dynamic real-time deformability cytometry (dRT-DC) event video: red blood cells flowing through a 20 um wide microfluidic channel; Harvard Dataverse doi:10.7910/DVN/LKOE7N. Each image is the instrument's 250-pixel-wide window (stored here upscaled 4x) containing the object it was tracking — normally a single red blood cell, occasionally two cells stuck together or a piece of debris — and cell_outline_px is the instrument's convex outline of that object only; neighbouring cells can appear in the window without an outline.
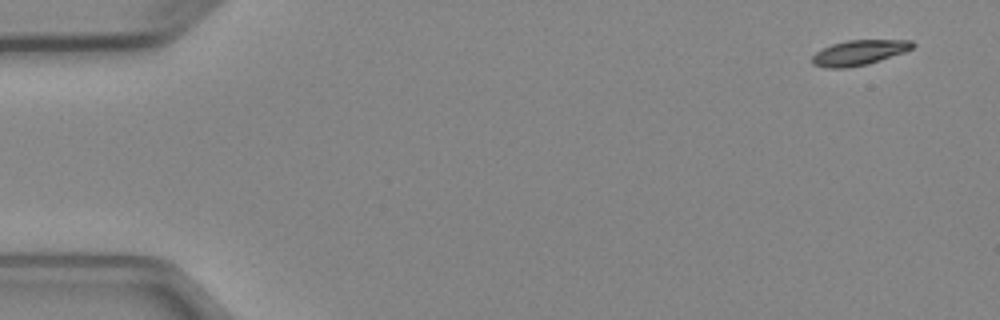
{"species": "Egyptian fruit bat (a non-hibernating species)", "species_latin": "Rousettus aegyptiacus", "temperature_condition": "cold", "stored_images_in_passage": 4, "camera_frame_rate_fps": 3000, "um_per_image_px": 0.085, "animal": {"sex": "female"}, "frame": {"image": 1, "passage_image": 1, "time_ms": 0.0, "image_size_px": [1000, 320], "cell_outline_px": [[916, 44], [912, 48], [904, 52], [868, 64], [844, 68], [824, 68], [812, 64], [812, 56], [816, 52], [832, 44], [848, 40], [912, 40]], "centroid_in_image_um": [73.02, 4.47], "position_along_channel_um": 12.0, "area_um2": 14.62}}
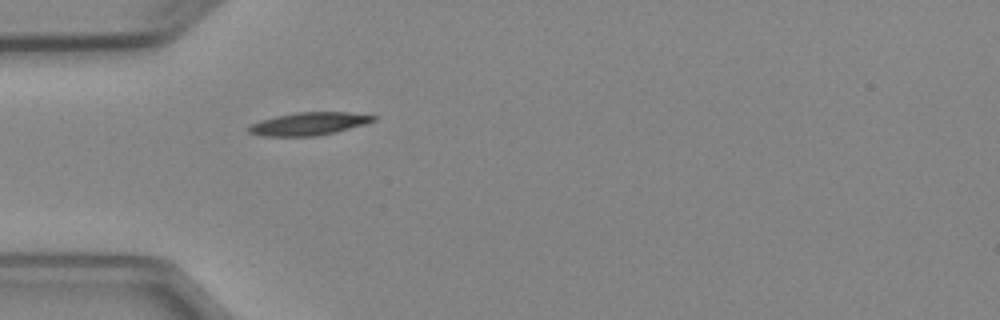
{"frame": {"image": 2, "passage_image": 4, "time_ms": 4.333, "image_size_px": [1000, 320], "cell_outline_px": [[376, 120], [364, 124], [336, 132], [316, 136], [264, 136], [248, 132], [248, 124], [260, 120], [276, 116], [296, 112], [348, 112], [376, 116]], "centroid_in_image_um": [26.22, 10.52], "position_along_channel_um": 58.8, "area_um2": 16.59}}